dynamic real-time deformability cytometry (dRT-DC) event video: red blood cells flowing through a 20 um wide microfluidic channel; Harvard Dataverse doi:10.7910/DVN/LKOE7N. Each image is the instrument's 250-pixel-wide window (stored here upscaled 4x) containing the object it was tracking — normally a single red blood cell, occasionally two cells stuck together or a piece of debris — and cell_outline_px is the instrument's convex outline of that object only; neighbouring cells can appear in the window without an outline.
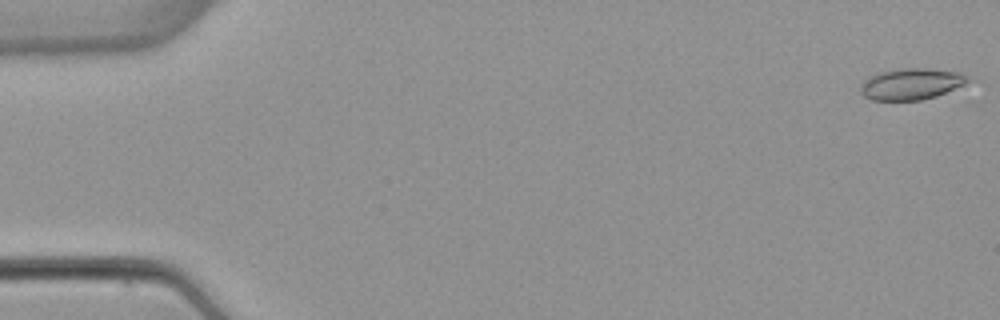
{"species": "common noctule bat (a hibernating species)", "species_latin": "Nyctalus noctula", "temperature_condition": "warm", "stored_images_in_passage": 25, "camera_frame_rate_fps": 3000, "um_per_image_px": 0.085, "animal": {"sex": "female", "body_mass_g": 22.7, "forearm_length_mm": 54.2}, "frame": {"image": 1, "passage_image": 1, "time_ms": 0.0, "image_size_px": [1000, 320], "cell_outline_px": [[976, 80], [936, 96], [920, 100], [872, 100], [864, 96], [860, 92], [860, 84], [868, 76], [876, 72], [900, 68], [924, 68], [960, 72]], "centroid_in_image_um": [77.47, 7.12], "position_along_channel_um": 7.5, "area_um2": 20.0}}
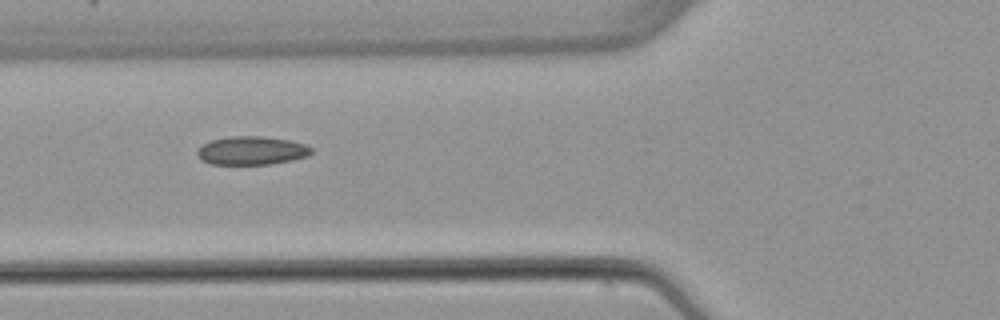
{"frame": {"image": 2, "passage_image": 20, "time_ms": 6.333, "image_size_px": [1000, 320], "cell_outline_px": [[312, 152], [308, 156], [292, 160], [272, 164], [212, 164], [200, 160], [196, 152], [204, 144], [212, 140], [232, 136], [260, 136], [288, 140], [304, 144], [312, 148]], "centroid_in_image_um": [21.39, 12.81], "position_along_channel_um": 104.4, "area_um2": 18.79}}
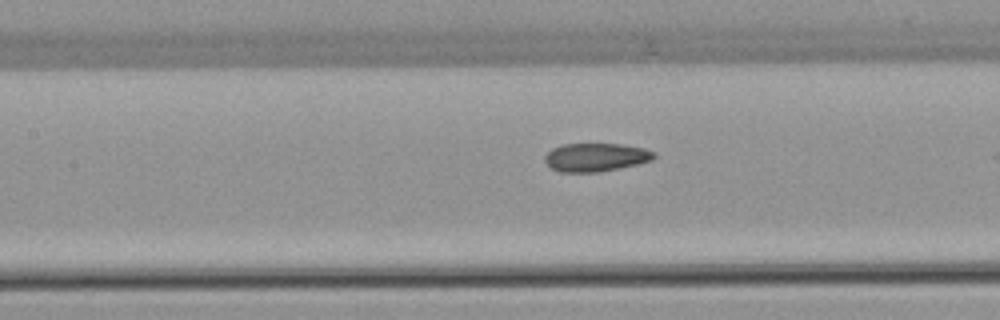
{"frame": {"image": 3, "passage_image": 24, "time_ms": 7.667, "image_size_px": [1000, 320], "cell_outline_px": [[656, 156], [652, 160], [620, 168], [600, 172], [560, 172], [552, 168], [544, 160], [544, 156], [552, 148], [564, 144], [620, 144], [644, 148], [656, 152]], "centroid_in_image_um": [50.65, 13.37], "position_along_channel_um": 156.8, "area_um2": 18.03}}